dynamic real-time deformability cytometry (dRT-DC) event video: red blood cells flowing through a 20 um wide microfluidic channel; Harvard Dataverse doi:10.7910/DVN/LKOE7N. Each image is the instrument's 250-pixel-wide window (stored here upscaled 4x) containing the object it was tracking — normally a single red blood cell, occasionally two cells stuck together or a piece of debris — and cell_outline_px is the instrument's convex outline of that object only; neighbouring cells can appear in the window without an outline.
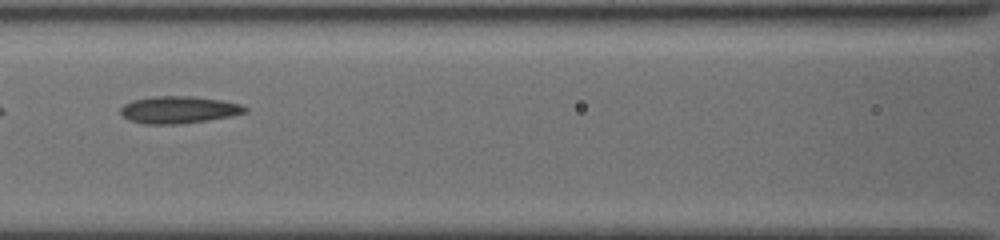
{"species": "common noctule bat (a hibernating species)", "species_latin": "Nyctalus noctula", "temperature_condition": "cold", "stored_images_in_passage": 7, "camera_frame_rate_fps": 3000, "um_per_image_px": 0.085, "animal": {"sex": "female", "body_mass_g": 19.5, "forearm_length_mm": 54.1}, "frame": {"image": 1, "passage_image": 3, "time_ms": 2.333, "image_size_px": [1000, 240], "cell_outline_px": [[248, 112], [208, 120], [180, 124], [144, 124], [132, 120], [124, 116], [120, 112], [120, 108], [124, 104], [136, 100], [156, 96], [192, 96], [220, 100], [240, 104], [248, 108]], "centroid_in_image_um": [15.21, 9.33], "position_along_channel_um": 151.4, "area_um2": 19.42}}
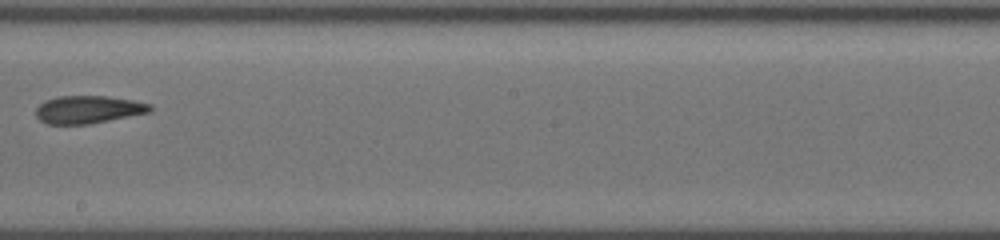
{"frame": {"image": 2, "passage_image": 5, "time_ms": 4.667, "image_size_px": [1000, 240], "cell_outline_px": [[152, 108], [148, 112], [88, 124], [48, 124], [40, 120], [36, 116], [36, 108], [40, 104], [56, 96], [104, 96], [132, 100], [152, 104]], "centroid_in_image_um": [7.47, 9.3], "position_along_channel_um": 240.7, "area_um2": 18.15}}
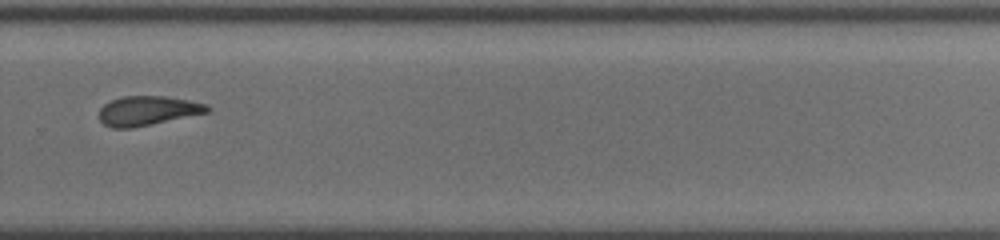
{"frame": {"image": 3, "passage_image": 7, "time_ms": 6.667, "image_size_px": [1000, 240], "cell_outline_px": [[212, 108], [208, 112], [132, 128], [112, 128], [104, 124], [100, 120], [100, 108], [104, 104], [112, 100], [124, 96], [164, 96], [188, 100], [204, 104]], "centroid_in_image_um": [12.53, 9.41], "position_along_channel_um": 317.3, "area_um2": 18.26}}